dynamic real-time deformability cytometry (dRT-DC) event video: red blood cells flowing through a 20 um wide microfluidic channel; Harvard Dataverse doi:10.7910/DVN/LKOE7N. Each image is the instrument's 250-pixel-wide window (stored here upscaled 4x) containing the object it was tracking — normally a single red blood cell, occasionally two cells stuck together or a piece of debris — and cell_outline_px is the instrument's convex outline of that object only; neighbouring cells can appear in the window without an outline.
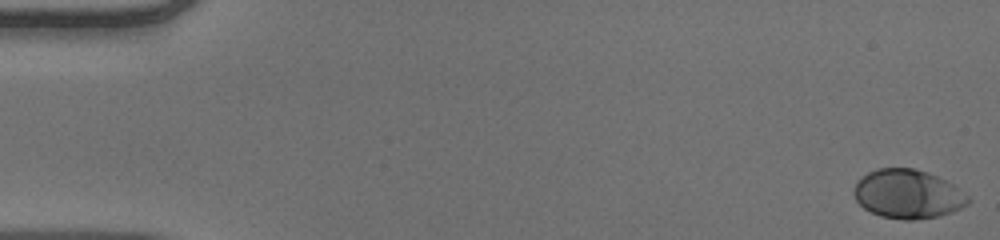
{"species": "human", "species_latin": "Homo sapiens", "temperature_condition": "warm", "stored_images_in_passage": 53, "camera_frame_rate_fps": 3000, "um_per_image_px": 0.085, "donor": {"sex": "male"}, "frame": {"image": 1, "passage_image": 1, "time_ms": 0.0, "image_size_px": [1000, 240], "cell_outline_px": [[972, 200], [968, 204], [952, 212], [940, 216], [912, 220], [904, 220], [880, 216], [864, 208], [856, 200], [852, 192], [856, 180], [868, 172], [876, 168], [912, 168], [928, 172], [952, 184], [968, 196]], "centroid_in_image_um": [77.14, 16.49], "position_along_channel_um": 7.9, "area_um2": 32.66}}
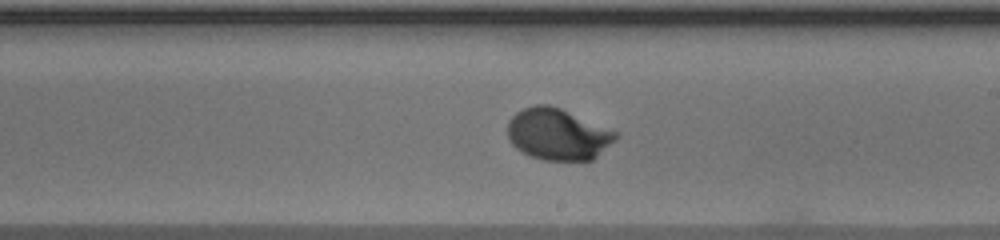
{"frame": {"image": 2, "passage_image": 31, "time_ms": 10.0, "image_size_px": [1000, 240], "cell_outline_px": [[620, 136], [616, 140], [592, 160], [544, 160], [532, 156], [516, 148], [512, 144], [508, 136], [508, 120], [516, 112], [524, 108], [536, 104], [548, 104], [560, 108], [616, 132]], "centroid_in_image_um": [47.4, 11.41], "position_along_channel_um": 241.6, "area_um2": 32.14}}
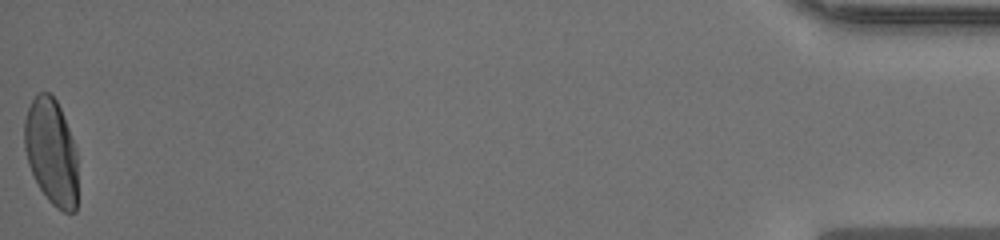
{"frame": {"image": 3, "passage_image": 53, "time_ms": 17.333, "image_size_px": [1000, 240], "cell_outline_px": [[76, 212], [64, 212], [56, 208], [48, 200], [40, 188], [28, 164], [24, 148], [24, 120], [28, 108], [32, 100], [40, 92], [48, 92], [56, 100], [60, 108], [76, 148]], "centroid_in_image_um": [4.35, 12.91], "position_along_channel_um": 430.9, "area_um2": 32.77}, "authors_computed_cell_mechanics": {"area_um2": 31.9634, "velocity_mm_per_s": 3.9035, "shape_relaxation_time_tau1_ms": 2.1834, "shape_relaxation_time_tau2_ms": null, "deformation_change_tau1": 0.1653, "deformation_change_tau2": null}}